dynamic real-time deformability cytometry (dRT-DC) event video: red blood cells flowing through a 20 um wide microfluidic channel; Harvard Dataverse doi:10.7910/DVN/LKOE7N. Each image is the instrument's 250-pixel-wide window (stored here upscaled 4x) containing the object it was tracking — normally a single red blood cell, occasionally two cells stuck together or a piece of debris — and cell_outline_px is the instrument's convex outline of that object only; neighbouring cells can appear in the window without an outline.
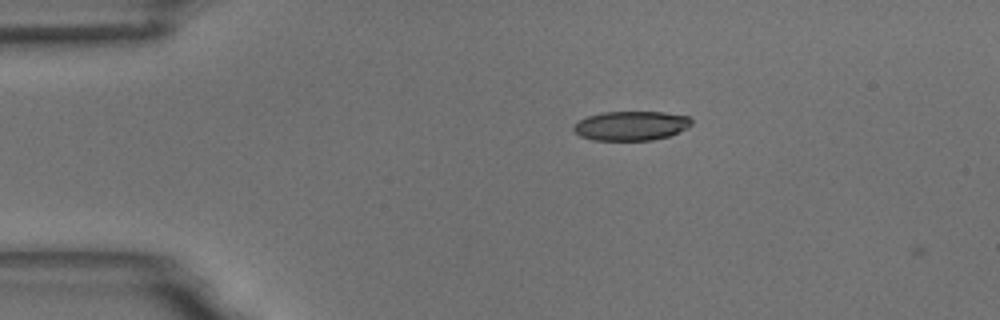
{"species": "common noctule bat (a hibernating species)", "species_latin": "Nyctalus noctula", "temperature_condition": "room temperature", "stored_images_in_passage": 2, "camera_frame_rate_fps": 3000, "um_per_image_px": 0.085, "animal": {"sex": "male", "body_mass_g": 18.8}, "frame": {"image": 1, "passage_image": 1, "time_ms": 0.0, "image_size_px": [1000, 320], "cell_outline_px": [[692, 124], [668, 136], [652, 140], [592, 140], [580, 136], [572, 128], [580, 120], [588, 116], [604, 112], [664, 112], [688, 116], [692, 120]], "centroid_in_image_um": [53.63, 10.69], "position_along_channel_um": 31.4, "area_um2": 19.88}}